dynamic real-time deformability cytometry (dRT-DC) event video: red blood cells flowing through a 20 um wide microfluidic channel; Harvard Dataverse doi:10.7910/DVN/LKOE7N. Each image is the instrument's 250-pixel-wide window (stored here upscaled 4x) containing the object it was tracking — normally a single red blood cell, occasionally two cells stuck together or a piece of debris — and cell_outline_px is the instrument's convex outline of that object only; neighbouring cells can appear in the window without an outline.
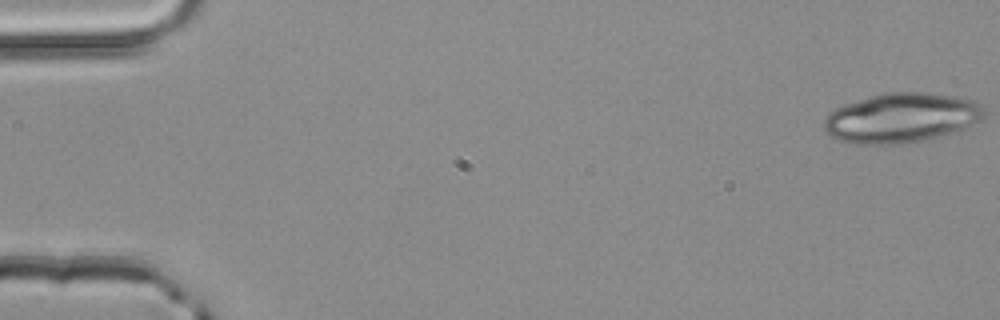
{"species": "common noctule bat (a hibernating species)", "species_latin": "Nyctalus noctula", "temperature_condition": "room temperature", "stored_images_in_passage": 4, "camera_frame_rate_fps": 3000, "um_per_image_px": 0.085, "animal": {"sex": "male", "body_mass_g": 20.4}, "frame": {"image": 1, "passage_image": 1, "time_ms": 0.0, "image_size_px": [1000, 320], "cell_outline_px": [[984, 116], [980, 120], [960, 132], [924, 140], [900, 144], [856, 144], [840, 140], [828, 136], [824, 128], [824, 116], [828, 112], [836, 108], [884, 92], [920, 92], [956, 96], [976, 100], [984, 104]], "centroid_in_image_um": [76.67, 10.03], "position_along_channel_um": 8.3, "area_um2": 46.82}}